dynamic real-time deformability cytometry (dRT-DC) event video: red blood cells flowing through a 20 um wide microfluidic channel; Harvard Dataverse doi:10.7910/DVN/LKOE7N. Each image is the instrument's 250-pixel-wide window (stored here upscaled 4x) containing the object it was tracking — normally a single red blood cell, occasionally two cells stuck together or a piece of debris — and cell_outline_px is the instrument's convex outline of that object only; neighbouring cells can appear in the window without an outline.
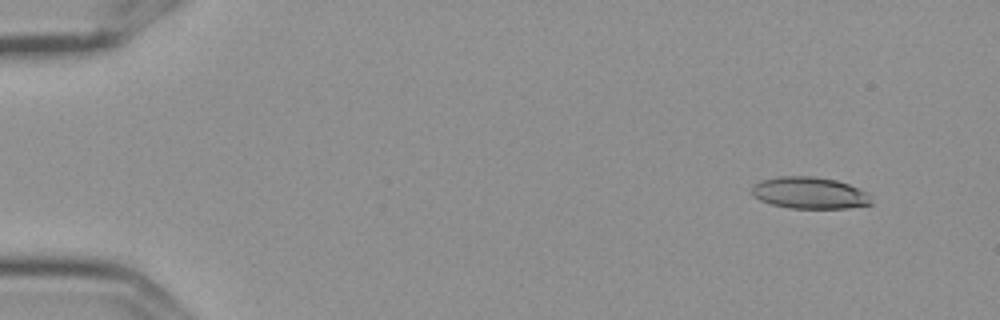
{"species": "Egyptian fruit bat (a non-hibernating species)", "species_latin": "Rousettus aegyptiacus", "temperature_condition": "cold", "stored_images_in_passage": 57, "camera_frame_rate_fps": 3000, "um_per_image_px": 0.085, "frame": {"image": 1, "passage_image": 5, "time_ms": 1.333, "image_size_px": [1000, 320], "cell_outline_px": [[872, 204], [848, 208], [788, 208], [772, 204], [760, 200], [752, 196], [752, 184], [760, 180], [780, 176], [812, 176], [836, 180], [860, 188], [868, 192], [872, 200]], "centroid_in_image_um": [68.81, 16.39], "position_along_channel_um": 16.2, "area_um2": 22.31}}
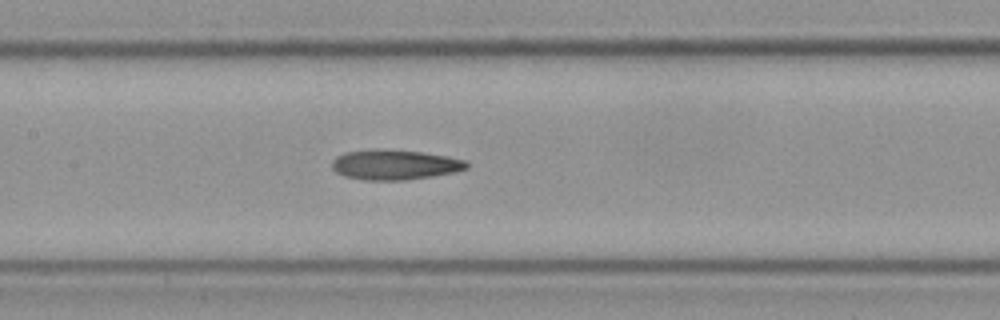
{"frame": {"image": 2, "passage_image": 28, "time_ms": 9.0, "image_size_px": [1000, 320], "cell_outline_px": [[468, 168], [452, 172], [432, 176], [404, 180], [364, 180], [344, 176], [336, 172], [332, 168], [332, 160], [336, 156], [344, 152], [372, 148], [376, 148], [420, 152], [444, 156], [464, 160], [468, 164]], "centroid_in_image_um": [33.47, 13.99], "position_along_channel_um": 173.9, "area_um2": 23.52}}
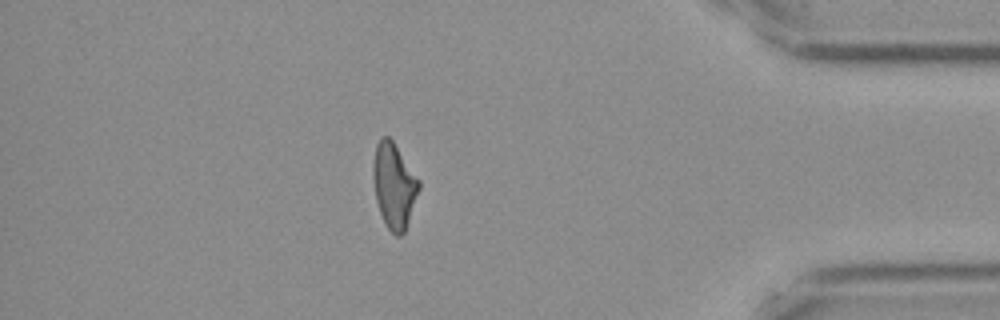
{"frame": {"image": 3, "passage_image": 50, "time_ms": 16.333, "image_size_px": [1000, 320], "cell_outline_px": [[420, 188], [404, 232], [400, 236], [396, 236], [388, 228], [380, 212], [376, 200], [372, 176], [372, 164], [376, 144], [380, 136], [388, 136], [392, 140], [420, 180]], "centroid_in_image_um": [33.48, 15.74], "position_along_channel_um": 401.7, "area_um2": 22.66}, "authors_computed_cell_mechanics": {"area_um2": 22.4842, "velocity_mm_per_s": 3.5917, "shape_relaxation_time_tau1_ms": null, "shape_relaxation_time_tau2_ms": 7.6307, "deformation_change_tau1": null, "deformation_change_tau2": 0.2001}}